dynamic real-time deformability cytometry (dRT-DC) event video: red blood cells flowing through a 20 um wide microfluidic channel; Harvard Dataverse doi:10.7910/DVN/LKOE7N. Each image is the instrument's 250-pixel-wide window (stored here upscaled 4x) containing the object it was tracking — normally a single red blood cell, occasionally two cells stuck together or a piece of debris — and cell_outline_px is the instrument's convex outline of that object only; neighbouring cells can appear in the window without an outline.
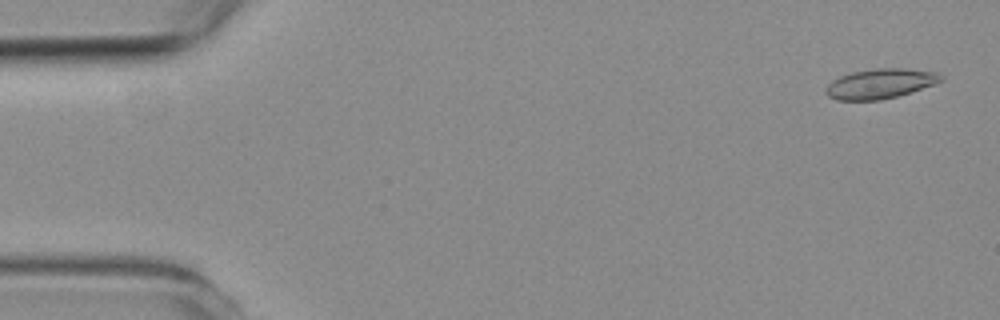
{"species": "common noctule bat (a hibernating species)", "species_latin": "Nyctalus noctula", "temperature_condition": "room temperature", "stored_images_in_passage": 22, "camera_frame_rate_fps": 3000, "um_per_image_px": 0.085, "animal": {"sex": "female", "body_mass_g": 19.3, "forearm_length_mm": 54.1}, "frame": {"image": 1, "passage_image": 2, "time_ms": 0.333, "image_size_px": [1000, 320], "cell_outline_px": [[944, 80], [936, 84], [896, 96], [880, 100], [836, 100], [828, 96], [824, 92], [828, 84], [832, 80], [840, 76], [852, 72], [876, 68], [904, 68], [936, 72], [944, 76]], "centroid_in_image_um": [74.82, 7.11], "position_along_channel_um": 10.2, "area_um2": 20.06}}
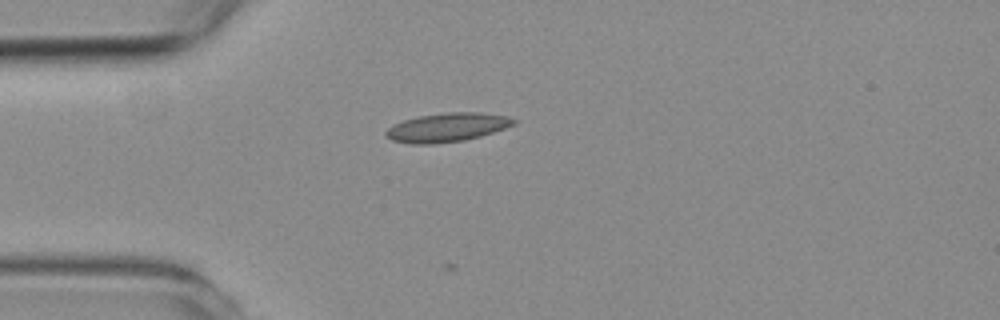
{"frame": {"image": 2, "passage_image": 14, "time_ms": 4.333, "image_size_px": [1000, 320], "cell_outline_px": [[516, 124], [480, 136], [464, 140], [432, 144], [412, 144], [392, 140], [384, 132], [392, 124], [404, 120], [420, 116], [444, 112], [480, 112], [508, 116], [516, 120]], "centroid_in_image_um": [38.01, 10.82], "position_along_channel_um": 47.0, "area_um2": 21.39}}
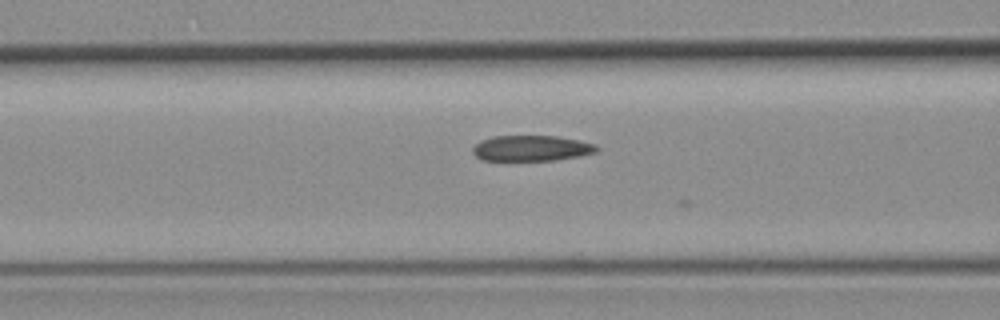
{"frame": {"image": 3, "passage_image": 21, "time_ms": 6.667, "image_size_px": [1000, 320], "cell_outline_px": [[600, 148], [596, 152], [580, 156], [556, 160], [480, 160], [472, 152], [472, 148], [480, 140], [492, 136], [556, 136], [596, 144]], "centroid_in_image_um": [45.16, 12.6], "position_along_channel_um": 121.4, "area_um2": 18.55}}